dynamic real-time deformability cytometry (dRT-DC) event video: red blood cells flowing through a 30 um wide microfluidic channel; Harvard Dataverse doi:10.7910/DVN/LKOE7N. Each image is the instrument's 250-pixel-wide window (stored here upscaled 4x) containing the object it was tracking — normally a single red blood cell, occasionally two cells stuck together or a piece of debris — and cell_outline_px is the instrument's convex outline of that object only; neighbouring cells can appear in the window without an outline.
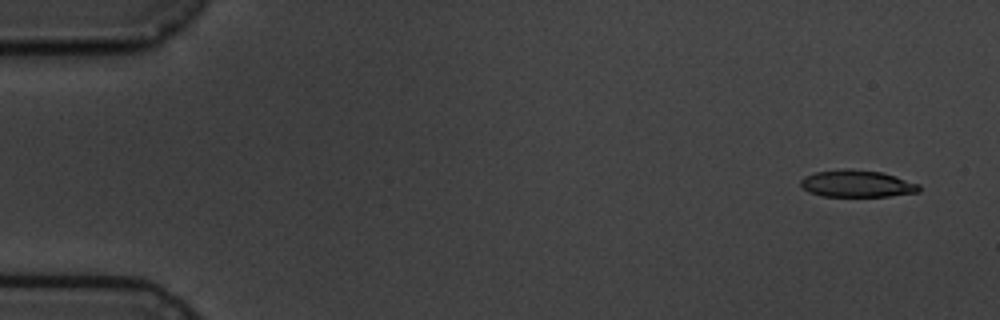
{"species": "common noctule bat (a hibernating species)", "species_latin": "Nyctalus noctula", "temperature_condition": "cold", "stored_images_in_passage": 5, "camera_frame_rate_fps": 3000, "um_per_image_px": 0.085, "animal": {"sex": "male", "body_mass_g": 19.5, "forearm_length_mm": 54.6}, "frame": {"image": 1, "passage_image": 1, "time_ms": 0.0, "image_size_px": [1000, 320], "cell_outline_px": [[920, 192], [888, 196], [820, 196], [808, 192], [800, 184], [800, 180], [804, 176], [816, 172], [848, 168], [880, 172], [920, 184]], "centroid_in_image_um": [72.82, 15.62], "position_along_channel_um": 12.2, "area_um2": 18.55}}
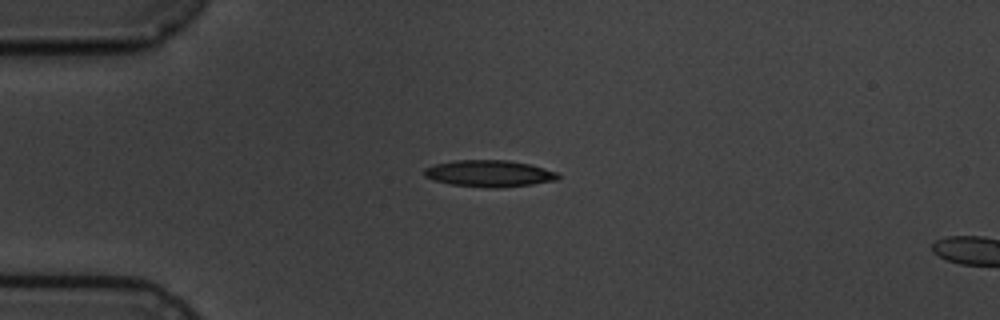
{"frame": {"image": 2, "passage_image": 4, "time_ms": 3.667, "image_size_px": [1000, 320], "cell_outline_px": [[560, 176], [556, 180], [532, 184], [500, 188], [492, 188], [452, 184], [432, 180], [424, 176], [424, 168], [436, 164], [456, 160], [508, 160], [528, 164], [544, 168], [556, 172]], "centroid_in_image_um": [41.57, 14.75], "position_along_channel_um": 43.4, "area_um2": 20.63}}